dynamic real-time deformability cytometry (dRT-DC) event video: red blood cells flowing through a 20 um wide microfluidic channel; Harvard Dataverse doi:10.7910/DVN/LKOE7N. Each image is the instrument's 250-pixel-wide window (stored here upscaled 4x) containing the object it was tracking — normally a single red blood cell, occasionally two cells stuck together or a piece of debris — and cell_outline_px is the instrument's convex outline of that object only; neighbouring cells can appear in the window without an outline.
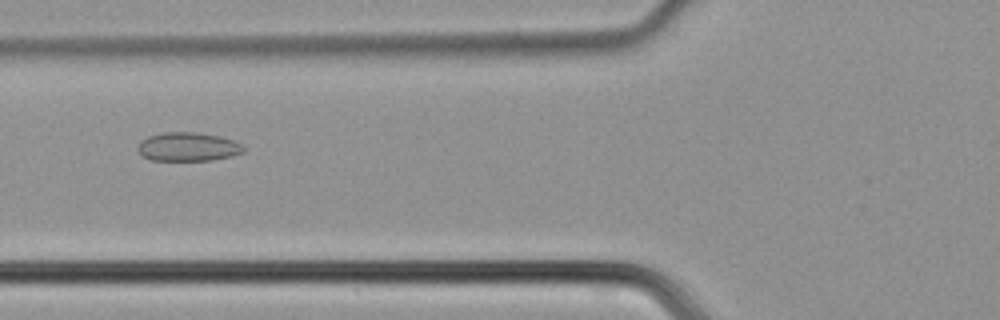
{"species": "common noctule bat (a hibernating species)", "species_latin": "Nyctalus noctula", "temperature_condition": "cold", "stored_images_in_passage": 37, "camera_frame_rate_fps": 3000, "um_per_image_px": 0.085, "animal": {"sex": "male", "body_mass_g": 21.5, "forearm_length_mm": 52.0}, "frame": {"image": 1, "passage_image": 8, "time_ms": 2.333, "image_size_px": [1000, 320], "cell_outline_px": [[244, 152], [232, 156], [212, 160], [152, 160], [144, 156], [136, 148], [140, 140], [148, 136], [160, 132], [196, 132], [220, 136], [236, 140], [244, 144]], "centroid_in_image_um": [16.01, 12.46], "position_along_channel_um": 109.8, "area_um2": 17.98}}
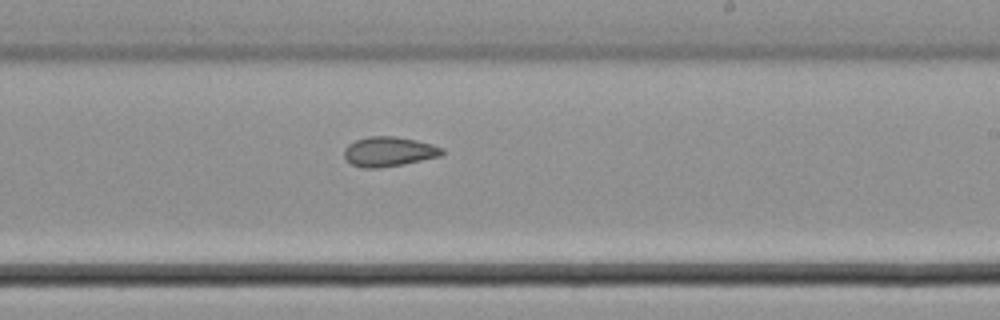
{"frame": {"image": 2, "passage_image": 18, "time_ms": 5.667, "image_size_px": [1000, 320], "cell_outline_px": [[444, 152], [440, 156], [404, 164], [376, 168], [364, 168], [352, 164], [344, 156], [344, 148], [348, 144], [356, 140], [368, 136], [396, 136], [416, 140], [432, 144], [444, 148]], "centroid_in_image_um": [33.06, 12.88], "position_along_channel_um": 255.9, "area_um2": 16.94}}
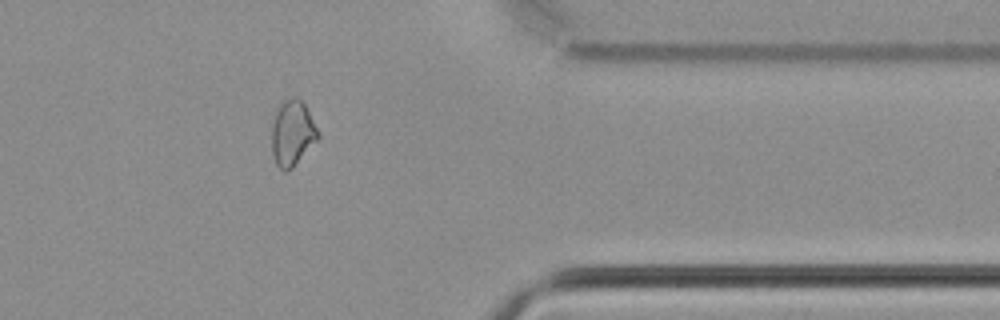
{"frame": {"image": 3, "passage_image": 28, "time_ms": 9.0, "image_size_px": [1000, 320], "cell_outline_px": [[320, 136], [292, 168], [288, 172], [284, 172], [276, 164], [272, 152], [272, 124], [276, 108], [284, 100], [292, 96], [296, 96], [304, 104]], "centroid_in_image_um": [24.81, 11.31], "position_along_channel_um": 386.6, "area_um2": 17.46}}